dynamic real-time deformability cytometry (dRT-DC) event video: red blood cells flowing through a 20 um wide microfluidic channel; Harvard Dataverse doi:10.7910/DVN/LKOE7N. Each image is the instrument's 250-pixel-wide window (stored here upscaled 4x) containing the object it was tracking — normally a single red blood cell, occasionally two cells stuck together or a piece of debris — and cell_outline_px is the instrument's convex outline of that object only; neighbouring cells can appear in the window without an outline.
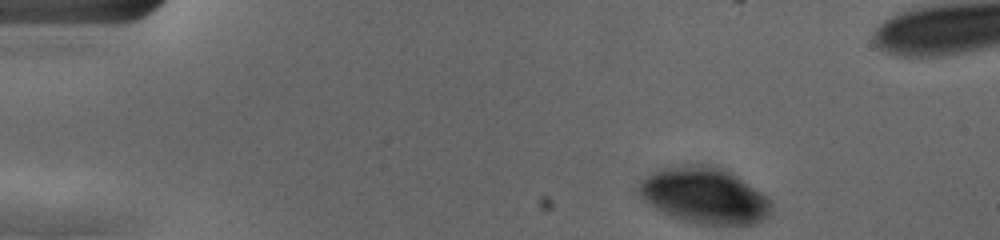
{"species": "human", "species_latin": "Homo sapiens", "temperature_condition": "cold", "stored_images_in_passage": 39, "camera_frame_rate_fps": 3000, "um_per_image_px": 0.085, "donor": {"sex": "female"}, "frame": {"image": 1, "passage_image": 1, "time_ms": 0.0, "image_size_px": [1000, 240], "cell_outline_px": [[768, 216], [764, 220], [756, 224], [696, 224], [672, 216], [656, 208], [644, 200], [632, 188], [652, 172], [660, 168], [684, 164], [708, 164], [724, 168], [768, 196]], "centroid_in_image_um": [59.82, 16.59], "position_along_channel_um": 25.2, "area_um2": 43.29}}
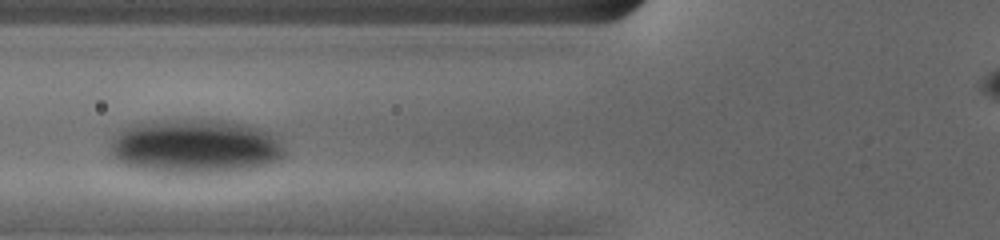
{"frame": {"image": 2, "passage_image": 15, "time_ms": 4.667, "image_size_px": [1000, 240], "cell_outline_px": [[288, 156], [280, 160], [268, 164], [252, 168], [228, 172], [156, 172], [136, 168], [124, 164], [116, 160], [108, 152], [108, 148], [112, 140], [120, 132], [132, 124], [152, 120], [228, 120], [252, 124], [272, 132], [288, 152]], "centroid_in_image_um": [16.65, 12.43], "position_along_channel_um": 109.1, "area_um2": 55.95}}
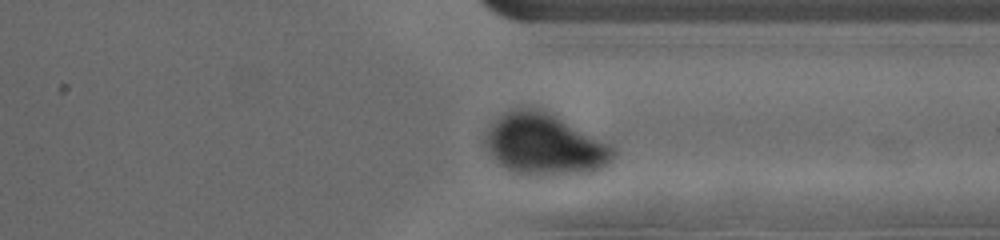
{"frame": {"image": 3, "passage_image": 36, "time_ms": 11.667, "image_size_px": [1000, 240], "cell_outline_px": [[616, 156], [612, 164], [596, 172], [576, 176], [528, 176], [512, 172], [504, 168], [488, 152], [484, 144], [484, 136], [488, 128], [500, 116], [516, 108], [540, 108], [616, 148]], "centroid_in_image_um": [46.33, 12.36], "position_along_channel_um": 365.1, "area_um2": 46.59}}